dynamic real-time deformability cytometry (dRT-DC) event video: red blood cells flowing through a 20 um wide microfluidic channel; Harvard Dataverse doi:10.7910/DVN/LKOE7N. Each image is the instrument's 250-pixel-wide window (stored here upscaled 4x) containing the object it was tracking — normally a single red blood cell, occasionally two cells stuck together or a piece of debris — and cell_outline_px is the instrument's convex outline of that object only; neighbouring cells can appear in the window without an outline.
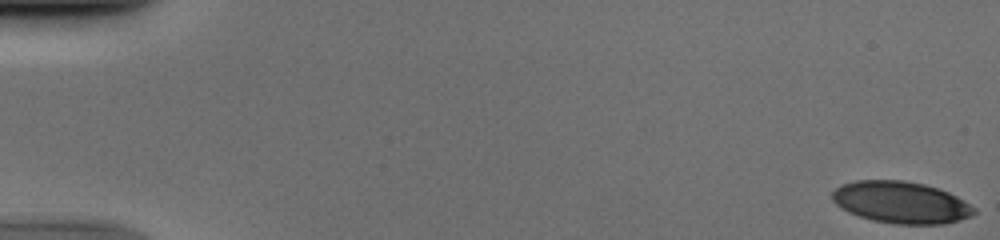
{"species": "human", "species_latin": "Homo sapiens", "temperature_condition": "cold", "stored_images_in_passage": 53, "camera_frame_rate_fps": 3000, "um_per_image_px": 0.085, "donor": {"sex": "male"}, "frame": {"image": 1, "passage_image": 1, "time_ms": 0.0, "image_size_px": [1000, 240], "cell_outline_px": [[976, 212], [972, 216], [944, 224], [896, 224], [872, 220], [848, 212], [840, 208], [832, 200], [832, 192], [840, 184], [856, 180], [904, 180], [924, 184], [948, 192], [956, 196], [976, 208]], "centroid_in_image_um": [76.56, 17.2], "position_along_channel_um": 8.4, "area_um2": 34.62}}
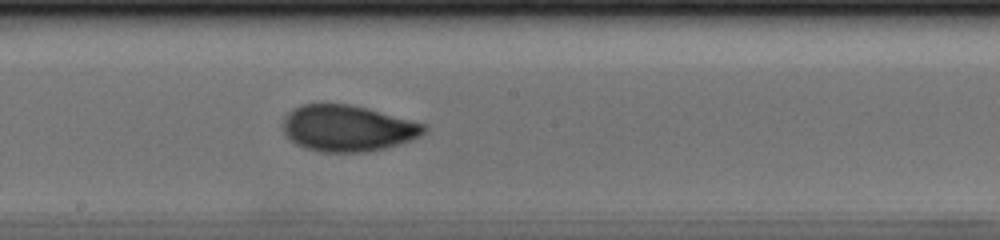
{"frame": {"image": 2, "passage_image": 30, "time_ms": 9.667, "image_size_px": [1000, 240], "cell_outline_px": [[428, 128], [420, 136], [384, 148], [368, 152], [320, 152], [296, 144], [284, 132], [284, 116], [292, 108], [300, 104], [352, 104], [368, 108], [428, 124]], "centroid_in_image_um": [29.56, 10.88], "position_along_channel_um": 218.6, "area_um2": 38.03}}
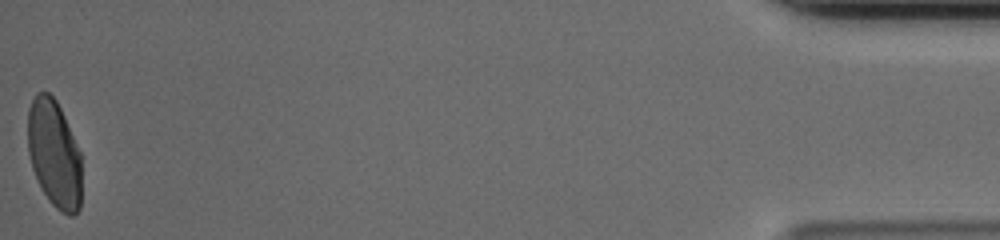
{"frame": {"image": 3, "passage_image": 53, "time_ms": 17.333, "image_size_px": [1000, 240], "cell_outline_px": [[80, 208], [72, 216], [68, 216], [60, 212], [48, 200], [32, 168], [28, 152], [28, 108], [36, 92], [48, 92], [56, 100], [64, 116], [80, 152]], "centroid_in_image_um": [4.6, 13.07], "position_along_channel_um": 430.6, "area_um2": 33.58}}